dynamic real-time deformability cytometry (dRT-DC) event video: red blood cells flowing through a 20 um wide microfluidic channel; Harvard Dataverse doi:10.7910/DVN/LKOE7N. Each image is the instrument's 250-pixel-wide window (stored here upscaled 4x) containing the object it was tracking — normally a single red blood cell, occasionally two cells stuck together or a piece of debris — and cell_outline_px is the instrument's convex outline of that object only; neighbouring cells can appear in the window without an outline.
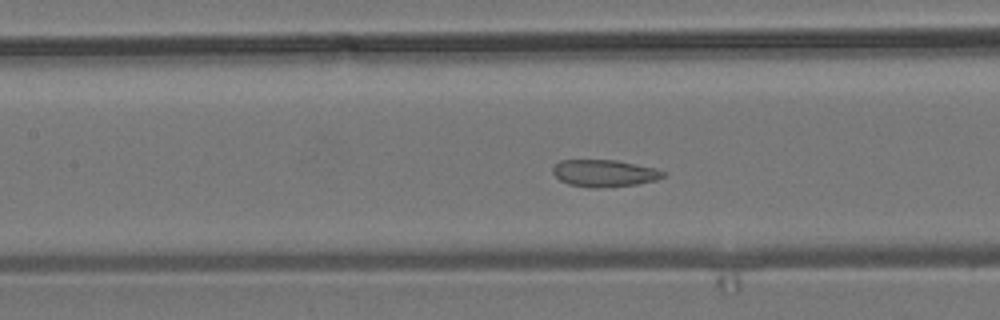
{"species": "common noctule bat (a hibernating species)", "species_latin": "Nyctalus noctula", "temperature_condition": "room temperature", "stored_images_in_passage": 55, "camera_frame_rate_fps": 3000, "um_per_image_px": 0.085, "animal": {"sex": "male", "body_mass_g": 19.2, "forearm_length_mm": 51.8}, "frame": {"image": 1, "passage_image": 24, "time_ms": 7.667, "image_size_px": [1000, 320], "cell_outline_px": [[664, 176], [656, 180], [636, 184], [596, 188], [588, 188], [568, 184], [560, 180], [552, 172], [552, 168], [560, 160], [616, 160], [656, 168], [664, 172]], "centroid_in_image_um": [51.34, 14.72], "position_along_channel_um": 156.1, "area_um2": 17.34}, "authors_computed_cell_mechanics": {"area_um2": 18.1492, "velocity_mm_per_s": 3.7694, "shape_relaxation_time_tau1_ms": null, "shape_relaxation_time_tau2_ms": 1.6884, "deformation_change_tau1": null, "deformation_change_tau2": 0.079}}